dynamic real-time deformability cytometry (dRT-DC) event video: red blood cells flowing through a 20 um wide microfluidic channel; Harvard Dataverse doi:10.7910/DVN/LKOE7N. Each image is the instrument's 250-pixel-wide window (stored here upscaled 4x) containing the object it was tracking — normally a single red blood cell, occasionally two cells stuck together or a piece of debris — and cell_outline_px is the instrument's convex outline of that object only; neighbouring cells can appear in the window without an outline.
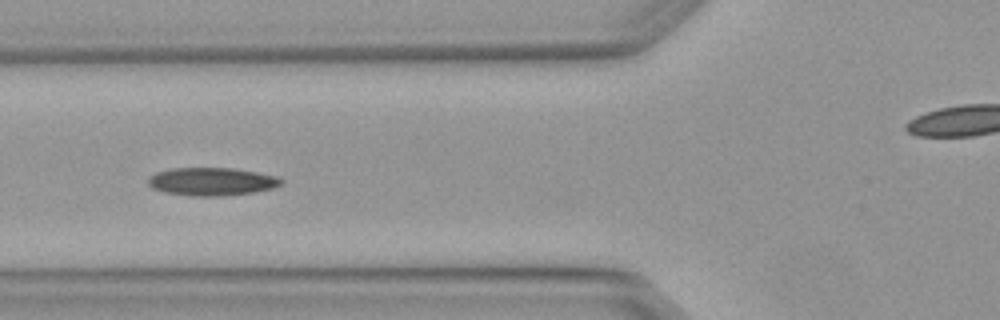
{"species": "Egyptian fruit bat (a non-hibernating species)", "species_latin": "Rousettus aegyptiacus", "temperature_condition": "warm", "stored_images_in_passage": 5, "camera_frame_rate_fps": 3000, "um_per_image_px": 0.085, "animal": {"sex": "female"}, "frame": {"image": 1, "passage_image": 5, "time_ms": 1.333, "image_size_px": [1000, 320], "cell_outline_px": [[284, 180], [280, 184], [272, 188], [256, 192], [220, 196], [192, 196], [164, 192], [152, 188], [148, 184], [148, 176], [156, 172], [172, 168], [232, 168], [256, 172], [276, 176]], "centroid_in_image_um": [17.97, 15.43], "position_along_channel_um": 107.8, "area_um2": 21.73}}